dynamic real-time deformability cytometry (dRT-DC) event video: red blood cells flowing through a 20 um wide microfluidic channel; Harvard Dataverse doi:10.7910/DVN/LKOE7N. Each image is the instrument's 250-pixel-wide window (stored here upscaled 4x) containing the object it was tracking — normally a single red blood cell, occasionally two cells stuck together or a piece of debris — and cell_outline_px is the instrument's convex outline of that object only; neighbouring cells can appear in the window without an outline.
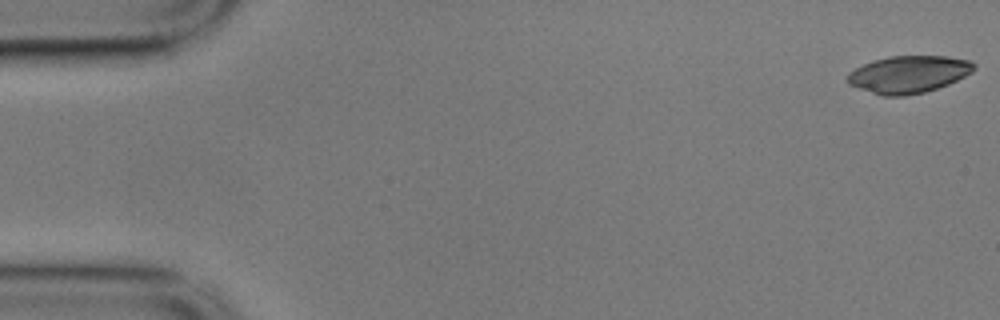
{"species": "common noctule bat (a hibernating species)", "species_latin": "Nyctalus noctula", "temperature_condition": "cold", "stored_images_in_passage": 56, "camera_frame_rate_fps": 3000, "um_per_image_px": 0.085, "animal": {"sex": "male", "body_mass_g": 17.9}, "frame": {"image": 1, "passage_image": 1, "time_ms": 0.0, "image_size_px": [1000, 320], "cell_outline_px": [[976, 68], [972, 72], [948, 84], [924, 92], [904, 96], [884, 96], [848, 84], [848, 72], [872, 60], [888, 56], [948, 56], [968, 60], [976, 64]], "centroid_in_image_um": [77.24, 6.3], "position_along_channel_um": 7.8, "area_um2": 27.28}}
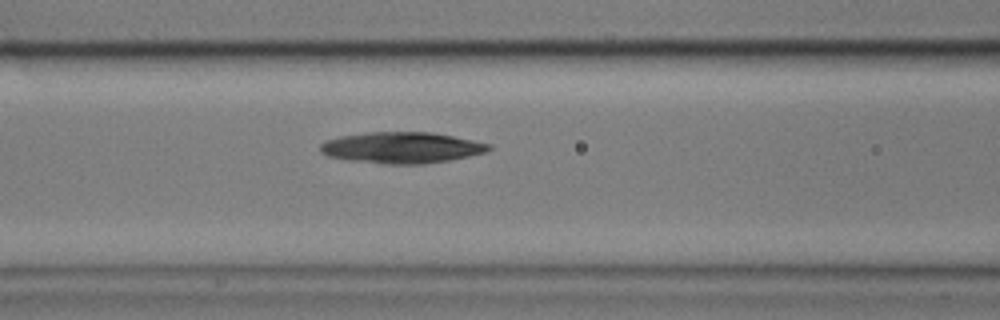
{"frame": {"image": 2, "passage_image": 23, "time_ms": 7.333, "image_size_px": [1000, 320], "cell_outline_px": [[492, 148], [484, 152], [468, 156], [448, 160], [424, 164], [384, 164], [348, 160], [328, 156], [320, 152], [320, 144], [324, 140], [340, 136], [368, 132], [432, 132], [492, 144]], "centroid_in_image_um": [34.1, 12.55], "position_along_channel_um": 132.5, "area_um2": 30.63}}
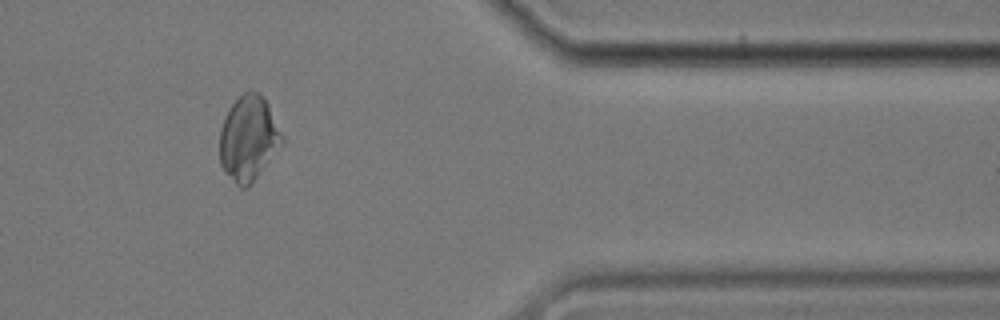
{"frame": {"image": 3, "passage_image": 47, "time_ms": 15.333, "image_size_px": [1000, 320], "cell_outline_px": [[284, 144], [256, 176], [244, 188], [240, 188], [224, 172], [220, 164], [220, 128], [228, 108], [244, 92], [260, 92], [268, 104], [284, 140]], "centroid_in_image_um": [21.11, 11.75], "position_along_channel_um": 390.3, "area_um2": 30.46}}